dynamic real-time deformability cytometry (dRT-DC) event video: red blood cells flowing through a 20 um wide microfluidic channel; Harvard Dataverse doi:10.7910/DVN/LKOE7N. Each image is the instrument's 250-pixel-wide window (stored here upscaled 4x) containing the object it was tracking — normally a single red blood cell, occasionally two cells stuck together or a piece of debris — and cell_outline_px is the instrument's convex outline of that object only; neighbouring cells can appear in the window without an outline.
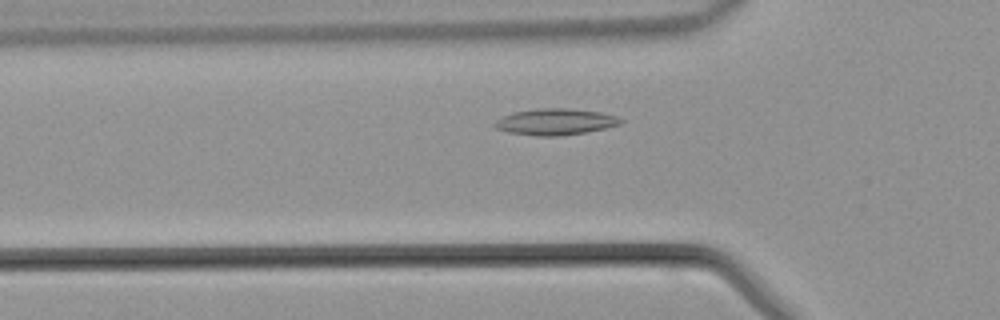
{"species": "common noctule bat (a hibernating species)", "species_latin": "Nyctalus noctula", "temperature_condition": "warm", "stored_images_in_passage": 40, "segment_of_instrument_passage": [1, 2], "camera_frame_rate_fps": 3000, "um_per_image_px": 0.085, "animal": {"sex": "male", "body_mass_g": 21.5, "forearm_length_mm": 52.0}, "frame": {"image": 1, "passage_image": 9, "time_ms": 2.667, "image_size_px": [1000, 320], "cell_outline_px": [[624, 120], [620, 124], [588, 132], [560, 136], [536, 136], [508, 132], [496, 128], [492, 124], [496, 120], [512, 112], [536, 108], [572, 108], [600, 112], [616, 116]], "centroid_in_image_um": [47.19, 10.35], "position_along_channel_um": 78.6, "area_um2": 19.48}}
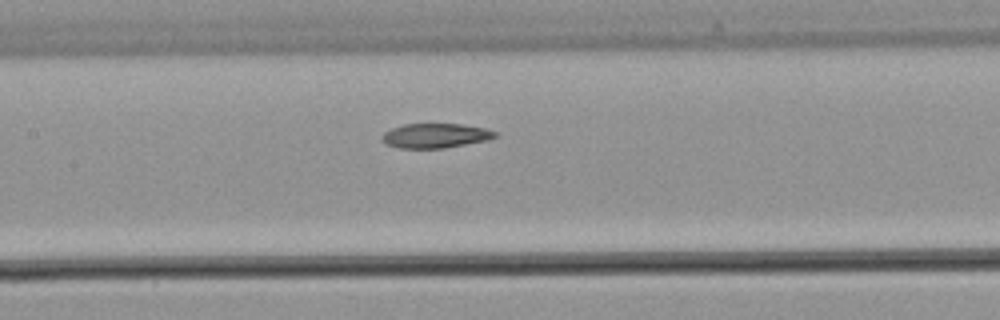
{"frame": {"image": 2, "passage_image": 15, "time_ms": 4.667, "image_size_px": [1000, 320], "cell_outline_px": [[496, 136], [488, 140], [444, 148], [400, 148], [384, 144], [380, 140], [380, 136], [384, 132], [392, 128], [404, 124], [464, 124], [488, 128], [496, 132]], "centroid_in_image_um": [36.98, 11.53], "position_along_channel_um": 170.4, "area_um2": 16.36}}
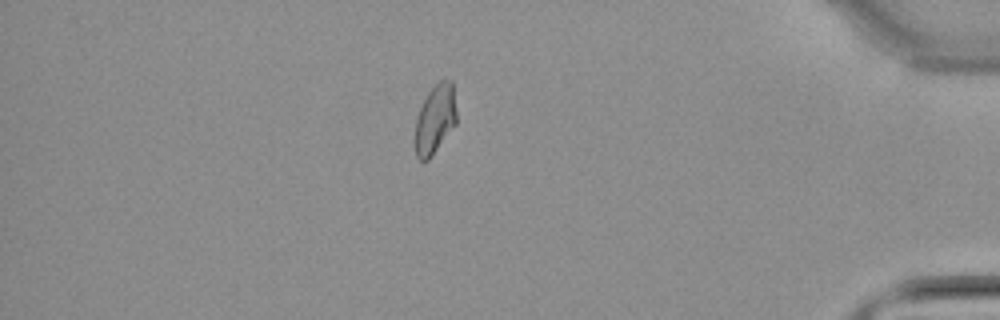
{"frame": {"image": 3, "passage_image": 33, "time_ms": 10.667, "image_size_px": [1000, 320], "cell_outline_px": [[456, 124], [432, 156], [428, 160], [420, 160], [416, 156], [416, 120], [420, 108], [428, 92], [444, 76], [452, 80], [456, 112]], "centroid_in_image_um": [37.01, 10.1], "position_along_channel_um": 398.2, "area_um2": 16.59}}